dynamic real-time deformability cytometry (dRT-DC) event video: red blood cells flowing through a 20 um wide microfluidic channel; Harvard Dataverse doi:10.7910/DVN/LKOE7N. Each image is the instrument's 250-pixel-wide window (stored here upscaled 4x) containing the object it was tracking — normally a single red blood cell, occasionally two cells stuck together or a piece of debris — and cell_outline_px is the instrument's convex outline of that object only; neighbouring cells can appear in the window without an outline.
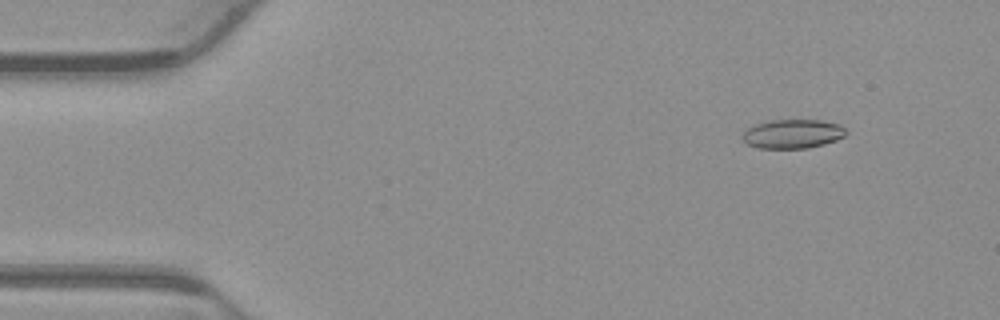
{"species": "common noctule bat (a hibernating species)", "species_latin": "Nyctalus noctula", "temperature_condition": "warm", "stored_images_in_passage": 54, "camera_frame_rate_fps": 3000, "um_per_image_px": 0.085, "animal": {"sex": "male", "body_mass_g": 23.1, "forearm_length_mm": 52.7}, "frame": {"image": 1, "passage_image": 6, "time_ms": 1.667, "image_size_px": [1000, 320], "cell_outline_px": [[848, 132], [844, 136], [836, 140], [824, 144], [808, 148], [756, 148], [748, 144], [740, 136], [748, 128], [756, 124], [772, 120], [820, 120], [840, 124]], "centroid_in_image_um": [67.38, 11.38], "position_along_channel_um": 17.6, "area_um2": 17.51}}
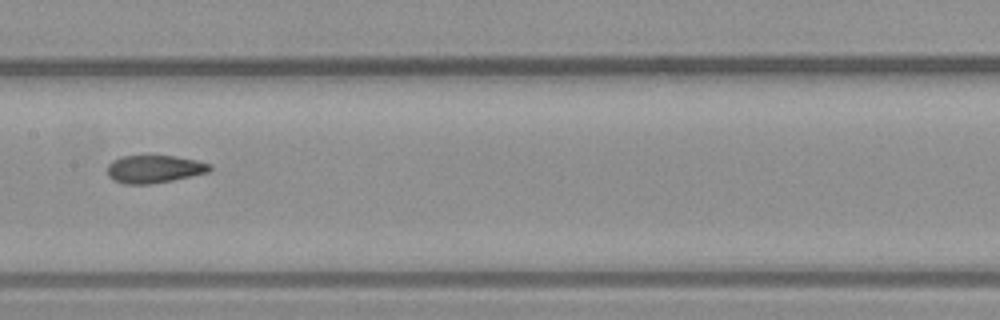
{"frame": {"image": 2, "passage_image": 27, "time_ms": 8.667, "image_size_px": [1000, 320], "cell_outline_px": [[212, 168], [208, 172], [172, 180], [152, 184], [124, 184], [112, 180], [108, 176], [108, 164], [112, 160], [120, 156], [176, 156], [196, 160], [208, 164]], "centroid_in_image_um": [13.06, 14.37], "position_along_channel_um": 194.3, "area_um2": 16.53}}
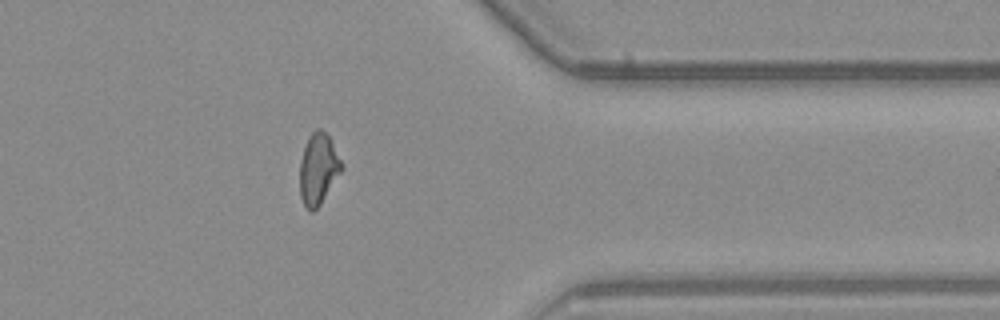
{"frame": {"image": 3, "passage_image": 43, "time_ms": 14.0, "image_size_px": [1000, 320], "cell_outline_px": [[344, 168], [320, 204], [312, 212], [304, 204], [300, 196], [300, 160], [304, 148], [312, 132], [316, 128], [320, 128], [328, 136], [344, 164]], "centroid_in_image_um": [27.07, 14.35], "position_along_channel_um": 384.3, "area_um2": 17.11}, "authors_computed_cell_mechanics": {"area_um2": 17.4556, "velocity_mm_per_s": 3.8722, "shape_relaxation_time_tau1_ms": null, "shape_relaxation_time_tau2_ms": 2.0481, "deformation_change_tau1": null, "deformation_change_tau2": 0.0789}}